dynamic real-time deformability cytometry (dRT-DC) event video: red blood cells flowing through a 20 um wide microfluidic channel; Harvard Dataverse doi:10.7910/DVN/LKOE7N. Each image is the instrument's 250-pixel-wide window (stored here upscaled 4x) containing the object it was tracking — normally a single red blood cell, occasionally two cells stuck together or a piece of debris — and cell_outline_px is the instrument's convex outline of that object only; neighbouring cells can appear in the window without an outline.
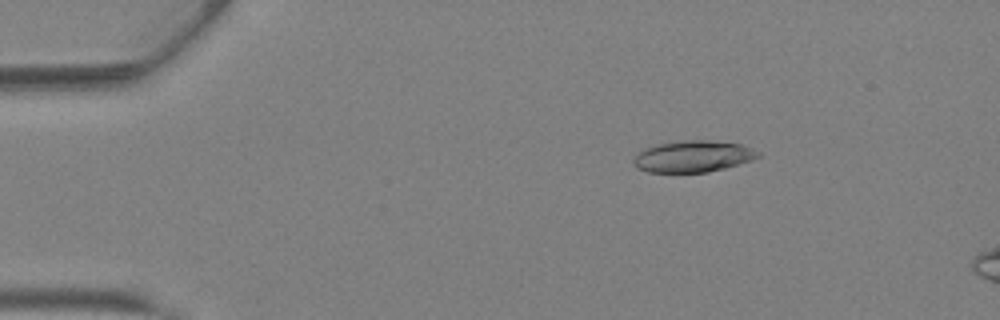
{"species": "Egyptian fruit bat (a non-hibernating species)", "species_latin": "Rousettus aegyptiacus", "temperature_condition": "warm", "stored_images_in_passage": 11, "camera_frame_rate_fps": 3000, "um_per_image_px": 0.085, "animal": {"sex": "female"}, "frame": {"image": 1, "passage_image": 7, "time_ms": 2.0, "image_size_px": [1000, 320], "cell_outline_px": [[764, 156], [752, 160], [724, 168], [708, 172], [648, 172], [640, 168], [632, 160], [644, 148], [656, 144], [684, 140], [708, 140], [740, 144], [760, 152]], "centroid_in_image_um": [58.95, 13.29], "position_along_channel_um": 26.0, "area_um2": 22.72}}